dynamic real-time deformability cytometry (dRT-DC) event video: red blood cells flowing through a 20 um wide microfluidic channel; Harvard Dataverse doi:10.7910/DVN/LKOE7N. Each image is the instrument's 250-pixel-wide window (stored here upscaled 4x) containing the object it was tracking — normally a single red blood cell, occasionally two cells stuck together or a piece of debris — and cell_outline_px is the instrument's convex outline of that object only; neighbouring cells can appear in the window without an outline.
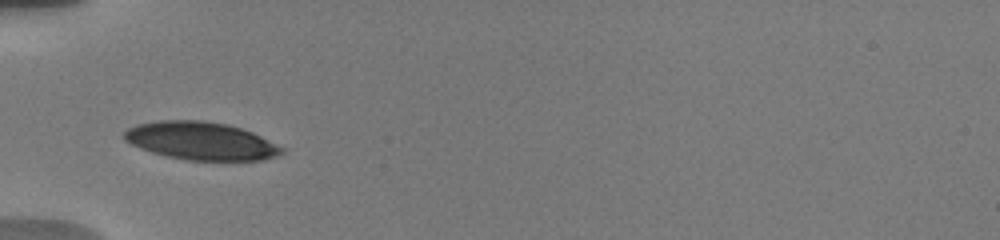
{"species": "human", "species_latin": "Homo sapiens", "temperature_condition": "warm", "stored_images_in_passage": 41, "camera_frame_rate_fps": 3000, "um_per_image_px": 0.085, "donor": {"sex": "male"}, "frame": {"image": 1, "passage_image": 1, "time_ms": 0.0, "image_size_px": [1000, 240], "cell_outline_px": [[284, 152], [276, 156], [260, 160], [188, 160], [168, 156], [152, 152], [140, 148], [124, 140], [124, 132], [128, 128], [136, 124], [160, 120], [204, 120], [228, 124], [252, 132], [284, 148]], "centroid_in_image_um": [17.06, 11.97], "position_along_channel_um": 67.9, "area_um2": 34.62}}
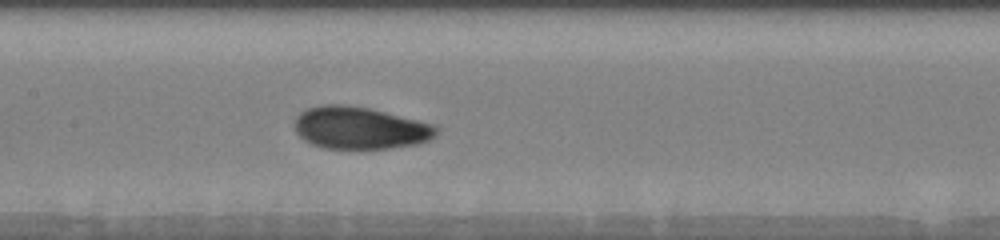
{"frame": {"image": 2, "passage_image": 10, "time_ms": 3.0, "image_size_px": [1000, 240], "cell_outline_px": [[440, 132], [436, 136], [428, 140], [416, 144], [360, 152], [320, 148], [304, 140], [296, 132], [296, 116], [300, 112], [308, 108], [320, 104], [344, 104], [368, 108], [436, 124], [440, 128]], "centroid_in_image_um": [30.62, 10.92], "position_along_channel_um": 176.8, "area_um2": 36.01}}
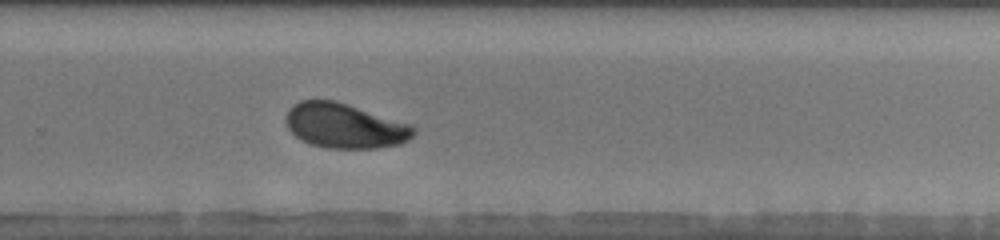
{"frame": {"image": 3, "passage_image": 21, "time_ms": 6.333, "image_size_px": [1000, 240], "cell_outline_px": [[416, 132], [408, 140], [400, 144], [376, 148], [324, 148], [308, 144], [300, 140], [288, 128], [284, 120], [284, 116], [288, 108], [292, 104], [300, 100], [336, 100], [408, 124], [416, 128]], "centroid_in_image_um": [29.23, 10.69], "position_along_channel_um": 300.6, "area_um2": 33.52}, "authors_computed_cell_mechanics": {"area_um2": 33.524, "velocity_mm_per_s": 3.7265, "shape_relaxation_time_tau1_ms": 2.2059, "shape_relaxation_time_tau2_ms": 0.9728, "deformation_change_tau1": 0.1093, "deformation_change_tau2": 0.0462}}